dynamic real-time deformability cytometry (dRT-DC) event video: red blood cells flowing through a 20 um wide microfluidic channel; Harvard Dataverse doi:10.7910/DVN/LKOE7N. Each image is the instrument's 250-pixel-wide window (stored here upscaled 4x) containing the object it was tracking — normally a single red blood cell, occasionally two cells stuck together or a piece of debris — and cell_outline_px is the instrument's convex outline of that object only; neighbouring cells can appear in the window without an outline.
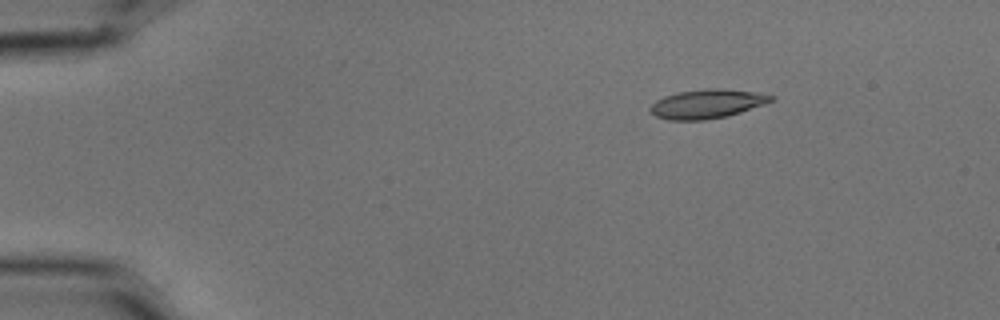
{"species": "common noctule bat (a hibernating species)", "species_latin": "Nyctalus noctula", "temperature_condition": "cold", "stored_images_in_passage": 14, "camera_frame_rate_fps": 3000, "um_per_image_px": 0.085, "animal": {"sex": "male", "body_mass_g": 15.6}, "frame": {"image": 1, "passage_image": 1, "time_ms": 0.0, "image_size_px": [1000, 320], "cell_outline_px": [[776, 96], [772, 100], [764, 104], [728, 116], [704, 120], [668, 120], [656, 116], [648, 108], [656, 100], [664, 96], [676, 92], [704, 88], [720, 88], [752, 92]], "centroid_in_image_um": [60.06, 8.82], "position_along_channel_um": 24.9, "area_um2": 20.4}}
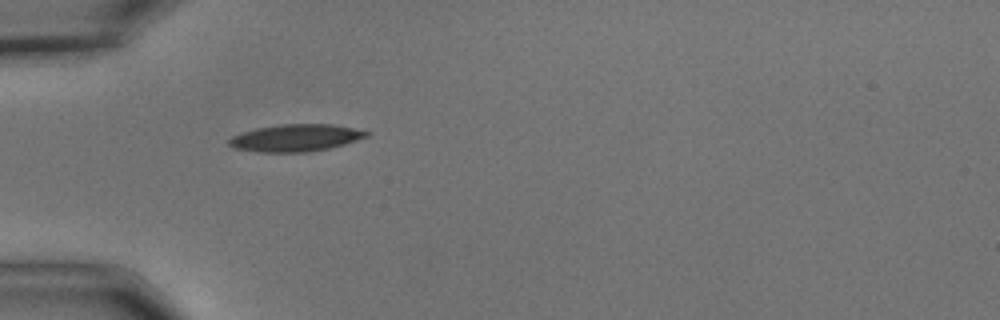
{"frame": {"image": 2, "passage_image": 10, "time_ms": 3.0, "image_size_px": [1000, 320], "cell_outline_px": [[368, 136], [344, 144], [328, 148], [308, 152], [260, 152], [236, 148], [228, 144], [228, 140], [232, 136], [256, 128], [280, 124], [332, 124], [352, 128], [368, 132]], "centroid_in_image_um": [25.11, 11.72], "position_along_channel_um": 59.9, "area_um2": 21.44}}